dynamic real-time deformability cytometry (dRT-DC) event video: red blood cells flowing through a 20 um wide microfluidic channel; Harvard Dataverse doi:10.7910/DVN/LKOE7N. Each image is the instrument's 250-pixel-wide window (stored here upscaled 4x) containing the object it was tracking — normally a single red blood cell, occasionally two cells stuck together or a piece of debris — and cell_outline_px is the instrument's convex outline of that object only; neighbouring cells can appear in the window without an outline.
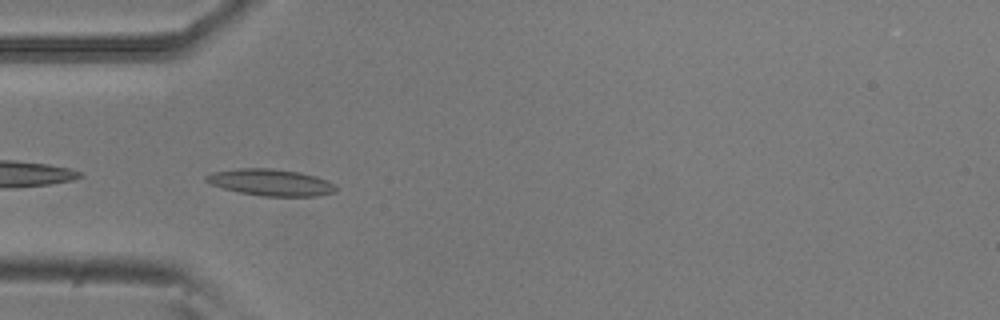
{"species": "common noctule bat (a hibernating species)", "species_latin": "Nyctalus noctula", "temperature_condition": "room temperature", "stored_images_in_passage": 6, "camera_frame_rate_fps": 3000, "um_per_image_px": 0.085, "animal": {"sex": "male", "body_mass_g": 20.5, "forearm_length_mm": 52.5}, "frame": {"image": 1, "passage_image": 5, "time_ms": 1.333, "image_size_px": [1000, 320], "cell_outline_px": [[336, 192], [316, 196], [260, 196], [240, 192], [224, 188], [212, 184], [204, 180], [204, 176], [212, 172], [240, 168], [272, 168], [300, 172], [316, 176], [336, 184]], "centroid_in_image_um": [23.03, 15.5], "position_along_channel_um": 62.0, "area_um2": 20.17}}
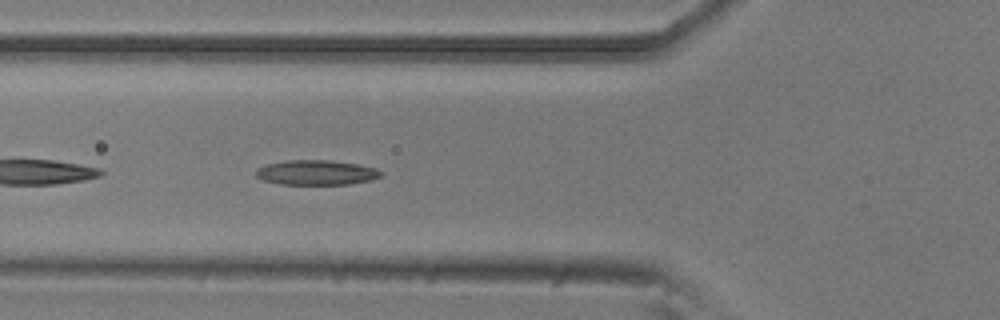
{"frame": {"image": 2, "passage_image": 6, "time_ms": 1.667, "image_size_px": [1000, 320], "cell_outline_px": [[384, 172], [380, 176], [372, 180], [348, 184], [280, 184], [264, 180], [256, 176], [256, 172], [260, 168], [268, 164], [288, 160], [328, 160], [356, 164], [376, 168]], "centroid_in_image_um": [26.93, 14.67], "position_along_channel_um": 98.9, "area_um2": 17.86}}